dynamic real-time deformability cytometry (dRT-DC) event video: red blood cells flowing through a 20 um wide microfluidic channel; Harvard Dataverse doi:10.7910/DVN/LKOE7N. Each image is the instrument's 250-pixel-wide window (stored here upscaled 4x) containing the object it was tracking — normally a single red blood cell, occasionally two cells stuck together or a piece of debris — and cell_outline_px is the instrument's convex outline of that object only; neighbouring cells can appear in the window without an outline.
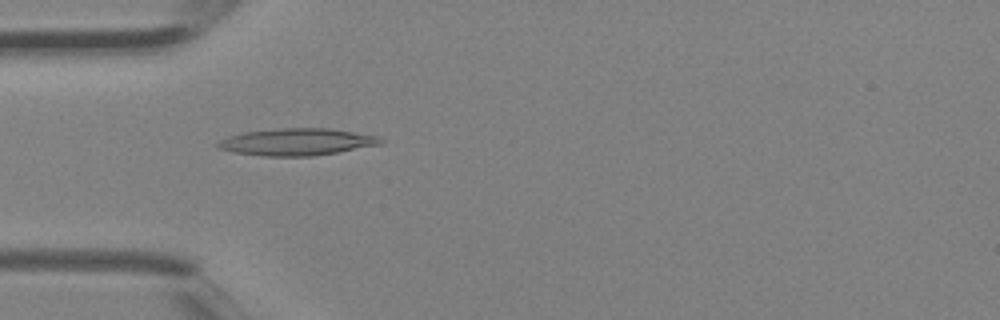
{"species": "Egyptian fruit bat (a non-hibernating species)", "species_latin": "Rousettus aegyptiacus", "temperature_condition": "room temperature", "stored_images_in_passage": 5, "camera_frame_rate_fps": 3000, "um_per_image_px": 0.085, "animal": {"sex": "female"}, "frame": {"image": 1, "passage_image": 4, "time_ms": 1.0, "image_size_px": [1000, 320], "cell_outline_px": [[384, 140], [380, 144], [336, 152], [312, 156], [264, 156], [232, 152], [220, 148], [216, 144], [220, 140], [228, 136], [244, 132], [280, 128], [328, 128], [380, 136]], "centroid_in_image_um": [25.22, 12.06], "position_along_channel_um": 59.8, "area_um2": 25.43}}
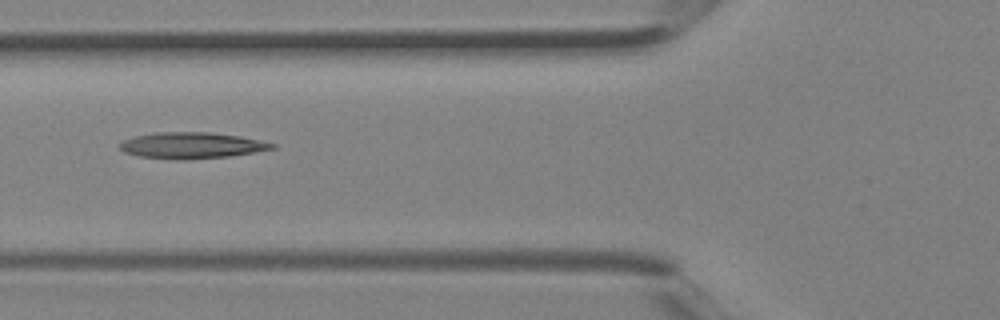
{"frame": {"image": 2, "passage_image": 5, "time_ms": 1.333, "image_size_px": [1000, 320], "cell_outline_px": [[276, 148], [228, 156], [184, 160], [176, 160], [140, 156], [124, 152], [116, 144], [124, 140], [136, 136], [156, 132], [208, 132], [240, 136], [276, 144]], "centroid_in_image_um": [16.24, 12.36], "position_along_channel_um": 109.6, "area_um2": 23.12}}